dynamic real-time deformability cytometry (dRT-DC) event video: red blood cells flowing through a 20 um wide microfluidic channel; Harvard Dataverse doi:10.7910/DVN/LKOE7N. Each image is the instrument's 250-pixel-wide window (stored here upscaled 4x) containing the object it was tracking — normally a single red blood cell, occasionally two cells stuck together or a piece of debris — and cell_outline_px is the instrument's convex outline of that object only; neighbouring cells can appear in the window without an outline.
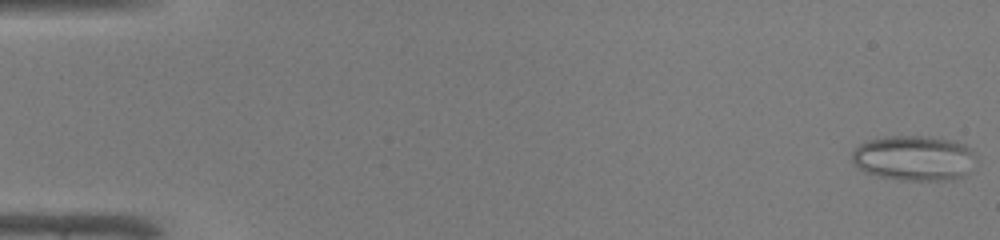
{"species": "common noctule bat (a hibernating species)", "species_latin": "Nyctalus noctula", "temperature_condition": "warm", "stored_images_in_passage": 47, "segment_of_instrument_passage": [1, 2], "camera_frame_rate_fps": 3000, "um_per_image_px": 0.085, "animal": {"sex": "male", "body_mass_g": 19.0, "forearm_length_mm": 50.8}, "frame": {"image": 1, "passage_image": 1, "time_ms": 0.0, "image_size_px": [1000, 240], "cell_outline_px": [[976, 160], [968, 172], [964, 176], [956, 180], [900, 180], [876, 176], [864, 172], [852, 160], [852, 152], [860, 144], [868, 140], [888, 136], [932, 136], [956, 140], [972, 148], [976, 152]], "centroid_in_image_um": [77.76, 13.43], "position_along_channel_um": 7.2, "area_um2": 33.23}}